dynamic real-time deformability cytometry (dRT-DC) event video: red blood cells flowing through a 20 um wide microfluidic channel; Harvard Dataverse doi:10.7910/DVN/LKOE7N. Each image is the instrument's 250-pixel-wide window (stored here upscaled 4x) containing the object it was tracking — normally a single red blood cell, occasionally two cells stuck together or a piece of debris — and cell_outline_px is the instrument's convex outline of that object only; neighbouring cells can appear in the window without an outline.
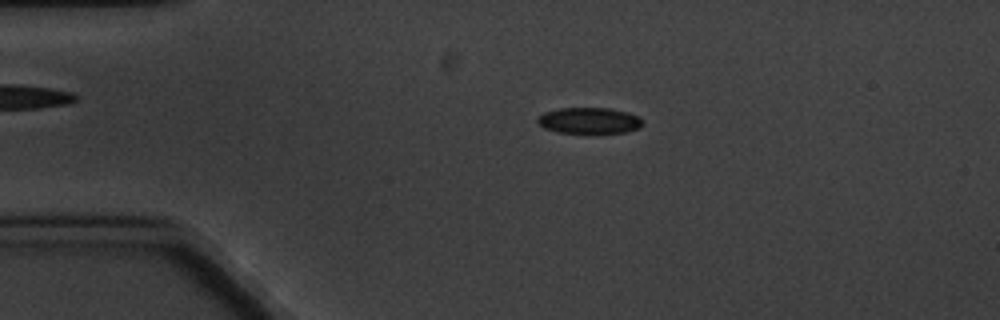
{"species": "common noctule bat (a hibernating species)", "species_latin": "Nyctalus noctula", "temperature_condition": "cold", "stored_images_in_passage": 4, "camera_frame_rate_fps": 3000, "um_per_image_px": 0.085, "animal": {"sex": "male", "body_mass_g": 20.1, "forearm_length_mm": 53.5}, "frame": {"image": 1, "passage_image": 3, "time_ms": 2.333, "image_size_px": [1000, 320], "cell_outline_px": [[644, 124], [640, 128], [624, 132], [556, 132], [544, 128], [536, 120], [544, 112], [560, 108], [608, 108], [640, 116], [644, 120]], "centroid_in_image_um": [50.11, 10.24], "position_along_channel_um": 34.9, "area_um2": 15.78}}